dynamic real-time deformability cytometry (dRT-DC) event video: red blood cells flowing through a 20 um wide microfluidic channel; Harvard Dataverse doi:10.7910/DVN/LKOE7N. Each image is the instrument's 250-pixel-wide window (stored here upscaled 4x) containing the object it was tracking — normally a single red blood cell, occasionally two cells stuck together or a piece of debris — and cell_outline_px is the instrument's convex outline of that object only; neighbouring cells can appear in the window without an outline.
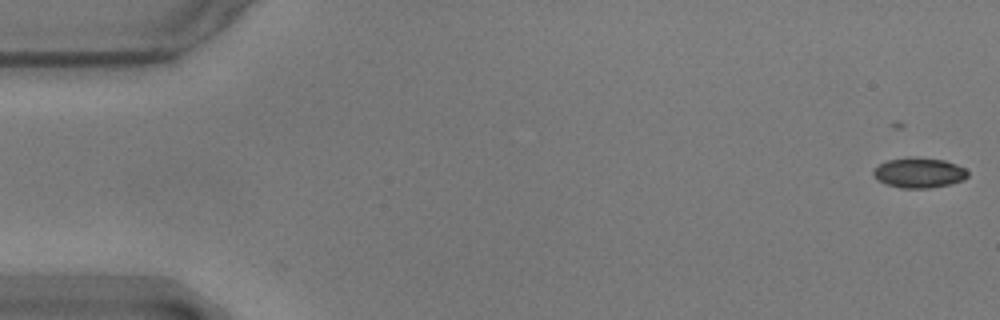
{"species": "common noctule bat (a hibernating species)", "species_latin": "Nyctalus noctula", "temperature_condition": "warm", "stored_images_in_passage": 56, "camera_frame_rate_fps": 3000, "um_per_image_px": 0.085, "animal": {"sex": "male", "body_mass_g": 17.9}, "frame": {"image": 1, "passage_image": 1, "time_ms": 0.0, "image_size_px": [1000, 320], "cell_outline_px": [[968, 176], [964, 180], [952, 184], [928, 188], [900, 188], [876, 180], [872, 176], [872, 172], [880, 164], [888, 160], [908, 156], [944, 160], [956, 164], [964, 168], [968, 172]], "centroid_in_image_um": [78.11, 14.68], "position_along_channel_um": 6.9, "area_um2": 16.7}}
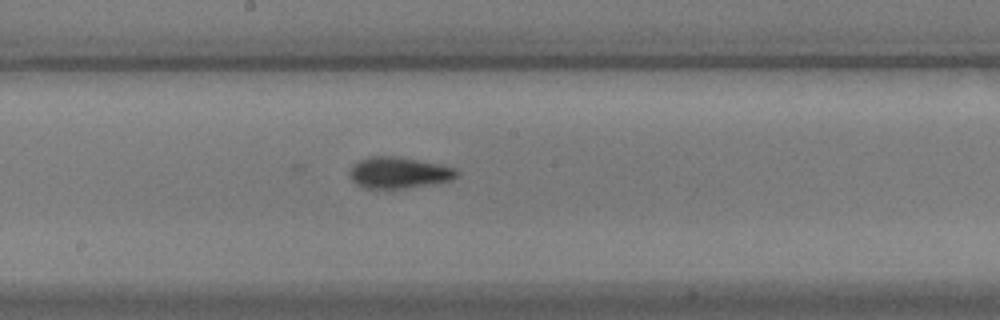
{"frame": {"image": 2, "passage_image": 30, "time_ms": 9.667, "image_size_px": [1000, 320], "cell_outline_px": [[460, 172], [452, 180], [404, 188], [364, 188], [356, 184], [348, 176], [348, 172], [352, 164], [368, 156], [396, 156], [440, 164], [456, 168]], "centroid_in_image_um": [33.86, 14.67], "position_along_channel_um": 214.3, "area_um2": 19.59}}
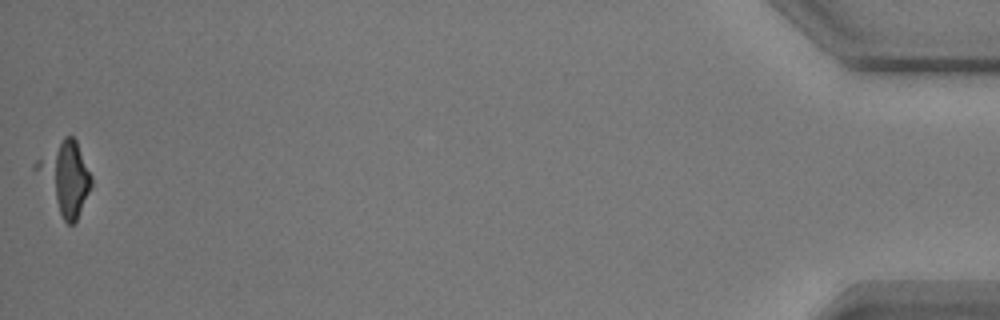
{"frame": {"image": 3, "passage_image": 56, "time_ms": 18.333, "image_size_px": [1000, 320], "cell_outline_px": [[92, 184], [76, 220], [72, 224], [68, 224], [64, 220], [32, 168], [32, 164], [36, 160], [64, 136], [72, 136], [76, 140], [92, 176]], "centroid_in_image_um": [5.52, 15.05], "position_along_channel_um": 429.7, "area_um2": 22.77}}